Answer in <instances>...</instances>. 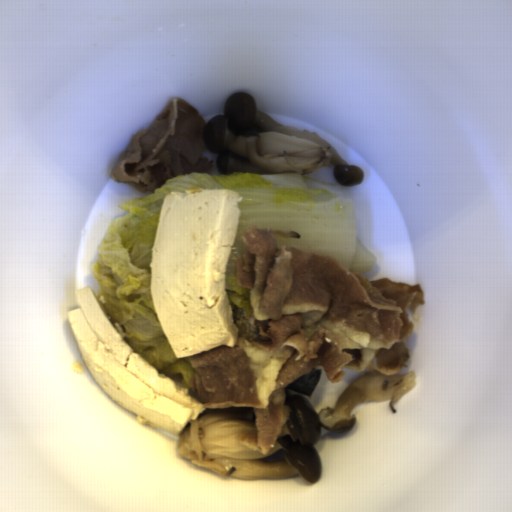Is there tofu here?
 <instances>
[{"mask_svg": "<svg viewBox=\"0 0 512 512\" xmlns=\"http://www.w3.org/2000/svg\"><path fill=\"white\" fill-rule=\"evenodd\" d=\"M81 308L67 320L81 356L97 385L117 404L137 415L138 424L179 436L189 420L207 408L154 367L124 340L88 285L74 291Z\"/></svg>", "mask_w": 512, "mask_h": 512, "instance_id": "tofu-2", "label": "tofu"}, {"mask_svg": "<svg viewBox=\"0 0 512 512\" xmlns=\"http://www.w3.org/2000/svg\"><path fill=\"white\" fill-rule=\"evenodd\" d=\"M242 199L229 188L191 186L165 193L148 264L151 297L178 358L220 345L242 347L254 370L258 408L267 409L287 360L273 358L239 337L226 285Z\"/></svg>", "mask_w": 512, "mask_h": 512, "instance_id": "tofu-1", "label": "tofu"}]
</instances>
